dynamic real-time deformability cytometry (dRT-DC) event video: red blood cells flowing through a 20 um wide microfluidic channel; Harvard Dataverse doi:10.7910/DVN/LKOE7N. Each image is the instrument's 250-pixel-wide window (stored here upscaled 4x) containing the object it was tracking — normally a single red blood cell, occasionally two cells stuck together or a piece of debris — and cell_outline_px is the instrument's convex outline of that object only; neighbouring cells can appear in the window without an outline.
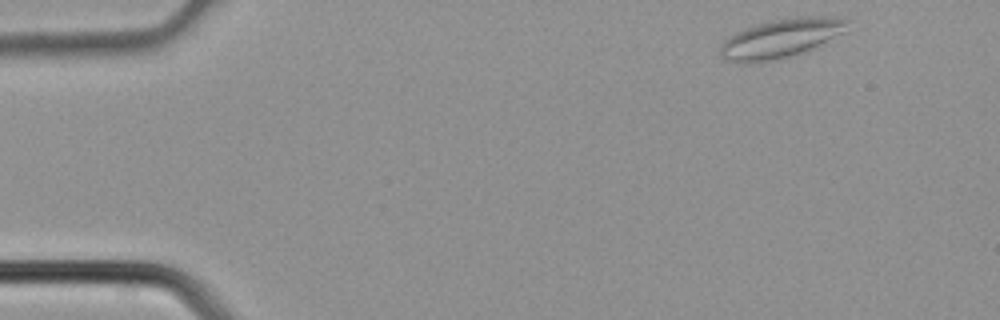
{"species": "common noctule bat (a hibernating species)", "species_latin": "Nyctalus noctula", "temperature_condition": "cold", "stored_images_in_passage": 3, "camera_frame_rate_fps": 3000, "um_per_image_px": 0.085, "animal": {"sex": "male", "body_mass_g": 21.5, "forearm_length_mm": 52.0}, "frame": {"image": 1, "passage_image": 1, "time_ms": 0.0, "image_size_px": [1000, 320], "cell_outline_px": [[852, 20], [848, 32], [812, 48], [776, 60], [752, 64], [744, 64], [728, 60], [720, 56], [720, 44], [728, 36], [744, 28], [756, 24], [772, 20], [796, 16], [832, 16]], "centroid_in_image_um": [66.42, 3.24], "position_along_channel_um": 18.6, "area_um2": 29.48}}